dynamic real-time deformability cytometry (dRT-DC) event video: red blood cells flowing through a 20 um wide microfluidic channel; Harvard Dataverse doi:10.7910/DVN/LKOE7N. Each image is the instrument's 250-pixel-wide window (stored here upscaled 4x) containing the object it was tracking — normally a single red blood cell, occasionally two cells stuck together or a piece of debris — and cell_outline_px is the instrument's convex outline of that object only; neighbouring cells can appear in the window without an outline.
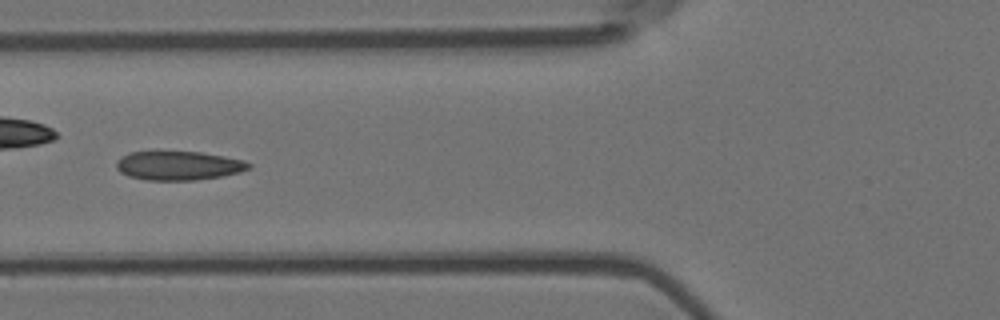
{"species": "Egyptian fruit bat (a non-hibernating species)", "species_latin": "Rousettus aegyptiacus", "temperature_condition": "room temperature", "stored_images_in_passage": 55, "camera_frame_rate_fps": 3000, "um_per_image_px": 0.085, "animal": {"sex": "female"}, "frame": {"image": 1, "passage_image": 20, "time_ms": 6.333, "image_size_px": [1000, 320], "cell_outline_px": [[252, 164], [248, 168], [240, 172], [220, 176], [196, 180], [148, 180], [128, 176], [120, 172], [116, 168], [116, 160], [128, 152], [200, 152], [224, 156], [244, 160]], "centroid_in_image_um": [15.15, 14.08], "position_along_channel_um": 110.6, "area_um2": 22.25}}
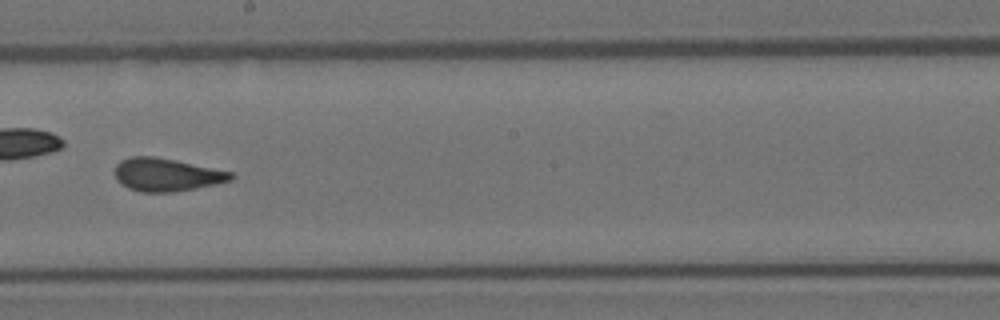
{"frame": {"image": 2, "passage_image": 30, "time_ms": 9.667, "image_size_px": [1000, 320], "cell_outline_px": [[236, 176], [232, 180], [216, 184], [196, 188], [172, 192], [140, 192], [128, 188], [120, 184], [116, 180], [116, 164], [120, 160], [128, 156], [156, 156], [176, 160], [232, 172]], "centroid_in_image_um": [14.14, 14.84], "position_along_channel_um": 234.1, "area_um2": 22.48}}
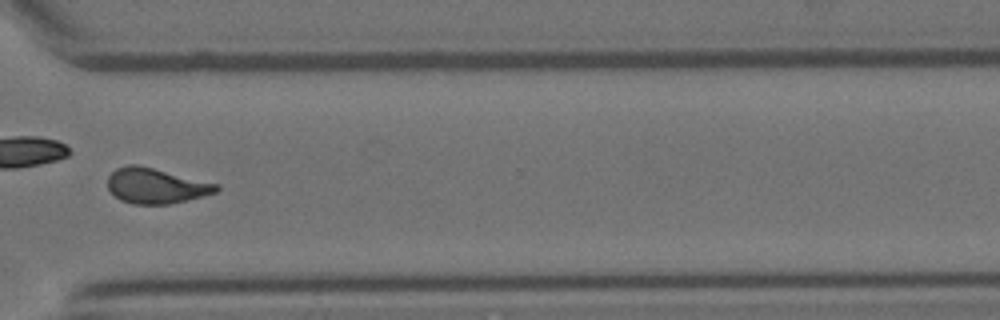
{"frame": {"image": 3, "passage_image": 40, "time_ms": 13.0, "image_size_px": [1000, 320], "cell_outline_px": [[220, 188], [216, 192], [204, 196], [168, 204], [132, 204], [120, 200], [108, 188], [108, 176], [116, 168], [128, 164], [136, 164], [220, 184]], "centroid_in_image_um": [13.26, 15.79], "position_along_channel_um": 357.3, "area_um2": 22.31}, "authors_computed_cell_mechanics": {"area_um2": 22.253, "velocity_mm_per_s": 3.7062, "shape_relaxation_time_tau1_ms": 8.2311, "shape_relaxation_time_tau2_ms": 1.5937, "deformation_change_tau1": 0.2018, "deformation_change_tau2": 0.0954}}